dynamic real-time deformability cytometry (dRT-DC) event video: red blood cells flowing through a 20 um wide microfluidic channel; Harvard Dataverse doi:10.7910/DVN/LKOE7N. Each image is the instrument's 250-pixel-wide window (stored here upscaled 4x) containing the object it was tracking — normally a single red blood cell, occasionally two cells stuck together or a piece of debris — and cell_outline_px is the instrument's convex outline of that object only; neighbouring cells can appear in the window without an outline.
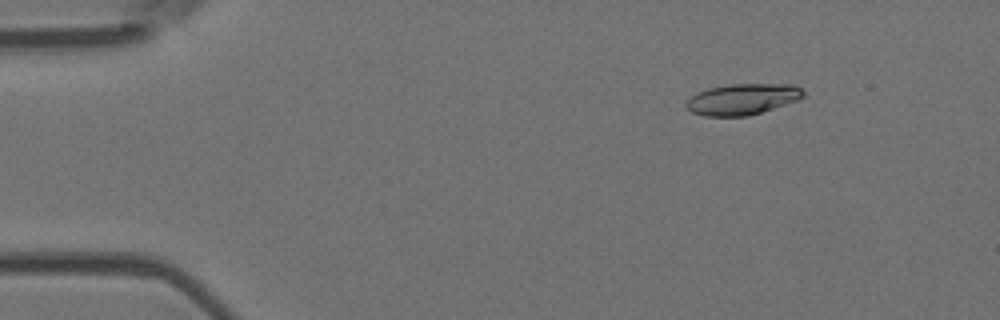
{"species": "Egyptian fruit bat (a non-hibernating species)", "species_latin": "Rousettus aegyptiacus", "temperature_condition": "room temperature", "stored_images_in_passage": 5, "camera_frame_rate_fps": 3000, "um_per_image_px": 0.085, "animal": {"sex": "female"}, "frame": {"image": 1, "passage_image": 3, "time_ms": 0.667, "image_size_px": [1000, 320], "cell_outline_px": [[804, 96], [796, 100], [748, 116], [704, 116], [692, 112], [684, 104], [696, 92], [708, 88], [728, 84], [792, 84], [800, 88], [804, 92]], "centroid_in_image_um": [63.07, 8.42], "position_along_channel_um": 21.9, "area_um2": 20.98}}